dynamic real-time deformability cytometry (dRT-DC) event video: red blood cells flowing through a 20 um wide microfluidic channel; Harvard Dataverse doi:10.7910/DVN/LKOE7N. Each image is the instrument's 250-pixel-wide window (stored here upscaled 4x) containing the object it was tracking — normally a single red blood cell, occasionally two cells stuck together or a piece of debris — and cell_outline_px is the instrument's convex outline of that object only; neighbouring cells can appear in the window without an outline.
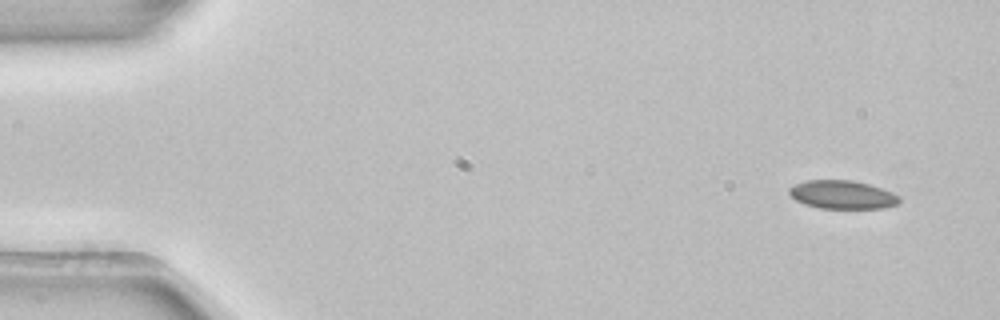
{"species": "common noctule bat (a hibernating species)", "species_latin": "Nyctalus noctula", "temperature_condition": "room temperature", "stored_images_in_passage": 5, "camera_frame_rate_fps": 3000, "um_per_image_px": 0.085, "animal": {"sex": "female", "body_mass_g": 22.7, "forearm_length_mm": 54.2}, "frame": {"image": 1, "passage_image": 1, "time_ms": 0.0, "image_size_px": [1000, 320], "cell_outline_px": [[900, 200], [896, 204], [884, 208], [820, 208], [804, 204], [796, 200], [788, 192], [788, 188], [804, 180], [852, 180], [868, 184], [892, 192], [900, 196]], "centroid_in_image_um": [71.58, 16.54], "position_along_channel_um": 13.4, "area_um2": 18.15}}
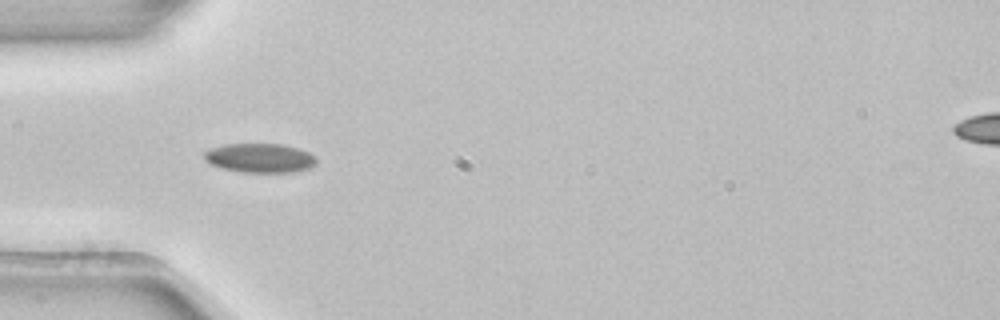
{"frame": {"image": 2, "passage_image": 4, "time_ms": 1.0, "image_size_px": [1000, 320], "cell_outline_px": [[316, 164], [308, 168], [292, 172], [240, 172], [220, 168], [204, 160], [204, 152], [208, 148], [224, 144], [284, 144], [300, 148], [316, 156]], "centroid_in_image_um": [22.07, 13.42], "position_along_channel_um": 62.9, "area_um2": 19.31}}